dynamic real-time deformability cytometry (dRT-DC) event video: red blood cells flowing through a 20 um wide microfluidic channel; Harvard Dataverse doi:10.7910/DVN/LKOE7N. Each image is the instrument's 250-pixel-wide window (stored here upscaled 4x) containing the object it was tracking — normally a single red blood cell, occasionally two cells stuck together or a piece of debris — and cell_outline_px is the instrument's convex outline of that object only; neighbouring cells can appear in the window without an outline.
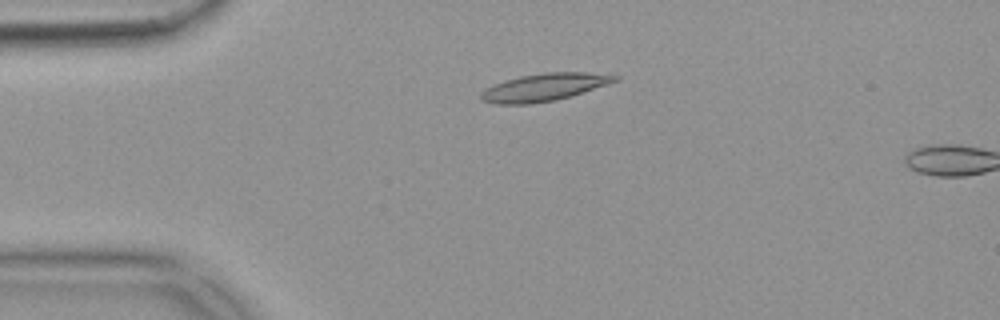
{"species": "common noctule bat (a hibernating species)", "species_latin": "Nyctalus noctula", "temperature_condition": "warm", "stored_images_in_passage": 14, "camera_frame_rate_fps": 3000, "um_per_image_px": 0.085, "animal": {"sex": "female", "body_mass_g": 18.4}, "frame": {"image": 1, "passage_image": 12, "time_ms": 3.667, "image_size_px": [1000, 320], "cell_outline_px": [[620, 80], [572, 96], [556, 100], [528, 104], [492, 104], [480, 100], [480, 92], [484, 88], [492, 84], [520, 76], [544, 72], [588, 72], [620, 76]], "centroid_in_image_um": [46.23, 7.42], "position_along_channel_um": 38.8, "area_um2": 21.79}}